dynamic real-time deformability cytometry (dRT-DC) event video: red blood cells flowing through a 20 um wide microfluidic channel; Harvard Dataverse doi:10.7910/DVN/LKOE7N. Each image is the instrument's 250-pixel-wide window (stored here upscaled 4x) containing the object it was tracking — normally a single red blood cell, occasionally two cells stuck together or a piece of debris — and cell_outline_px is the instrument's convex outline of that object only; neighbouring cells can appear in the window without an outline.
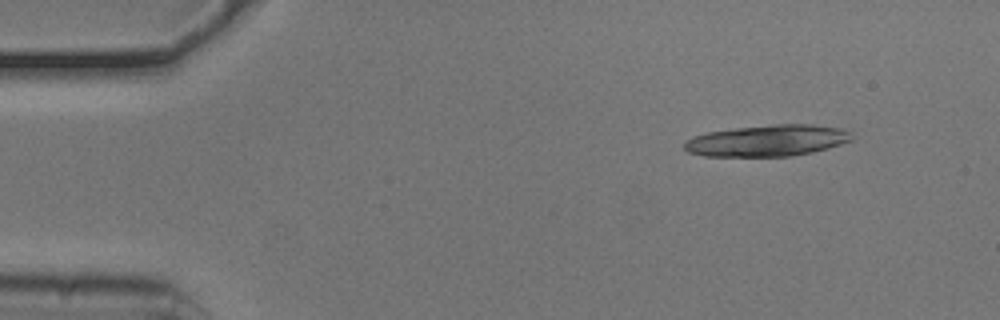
{"species": "common noctule bat (a hibernating species)", "species_latin": "Nyctalus noctula", "temperature_condition": "cold", "stored_images_in_passage": 15, "camera_frame_rate_fps": 3000, "um_per_image_px": 0.085, "animal": {"sex": "male", "body_mass_g": 20.5, "forearm_length_mm": 52.5}, "frame": {"image": 1, "passage_image": 1, "time_ms": 0.0, "image_size_px": [1000, 320], "cell_outline_px": [[852, 140], [828, 148], [812, 152], [792, 156], [704, 156], [688, 152], [684, 148], [684, 144], [688, 140], [696, 136], [708, 132], [736, 128], [776, 124], [812, 124], [840, 128], [848, 132]], "centroid_in_image_um": [65.23, 11.95], "position_along_channel_um": 19.8, "area_um2": 30.29}}